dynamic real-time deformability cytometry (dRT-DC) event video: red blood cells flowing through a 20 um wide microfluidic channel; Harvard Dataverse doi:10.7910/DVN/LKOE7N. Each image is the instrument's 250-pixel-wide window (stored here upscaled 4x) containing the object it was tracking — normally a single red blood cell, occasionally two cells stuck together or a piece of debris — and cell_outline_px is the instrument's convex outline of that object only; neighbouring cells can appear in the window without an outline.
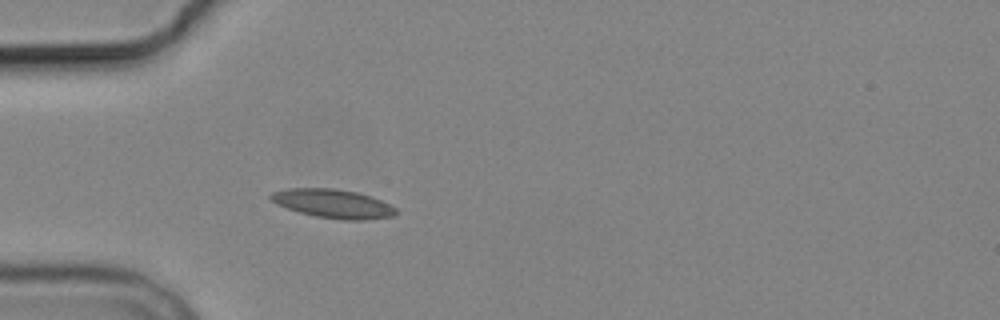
{"species": "common noctule bat (a hibernating species)", "species_latin": "Nyctalus noctula", "temperature_condition": "cold", "stored_images_in_passage": 4, "camera_frame_rate_fps": 3000, "um_per_image_px": 0.085, "animal": {"sex": "male", "body_mass_g": 19.2, "forearm_length_mm": 51.8}, "frame": {"image": 1, "passage_image": 4, "time_ms": 4.0, "image_size_px": [1000, 320], "cell_outline_px": [[400, 212], [392, 216], [364, 220], [344, 220], [316, 216], [300, 212], [276, 204], [268, 196], [272, 192], [288, 188], [332, 188], [356, 192], [372, 196], [396, 208]], "centroid_in_image_um": [28.32, 17.3], "position_along_channel_um": 56.7, "area_um2": 20.92}}